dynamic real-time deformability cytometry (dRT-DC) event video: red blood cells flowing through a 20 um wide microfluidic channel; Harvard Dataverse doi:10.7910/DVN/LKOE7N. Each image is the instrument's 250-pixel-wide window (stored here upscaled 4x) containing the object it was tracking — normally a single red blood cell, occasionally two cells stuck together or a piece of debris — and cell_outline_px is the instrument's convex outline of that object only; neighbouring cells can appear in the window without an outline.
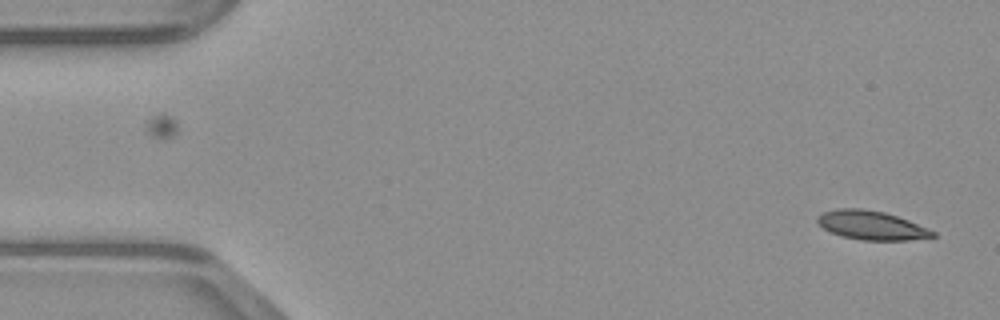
{"species": "common noctule bat (a hibernating species)", "species_latin": "Nyctalus noctula", "temperature_condition": "warm", "stored_images_in_passage": 47, "camera_frame_rate_fps": 3000, "um_per_image_px": 0.085, "animal": {"sex": "male", "body_mass_g": 23.1, "forearm_length_mm": 52.7}, "frame": {"image": 1, "passage_image": 1, "time_ms": 0.0, "image_size_px": [1000, 320], "cell_outline_px": [[936, 236], [908, 240], [860, 240], [844, 236], [832, 232], [824, 228], [816, 220], [816, 216], [824, 212], [836, 208], [864, 208], [884, 212], [908, 220], [936, 232]], "centroid_in_image_um": [74.06, 19.14], "position_along_channel_um": 10.9, "area_um2": 19.25}}
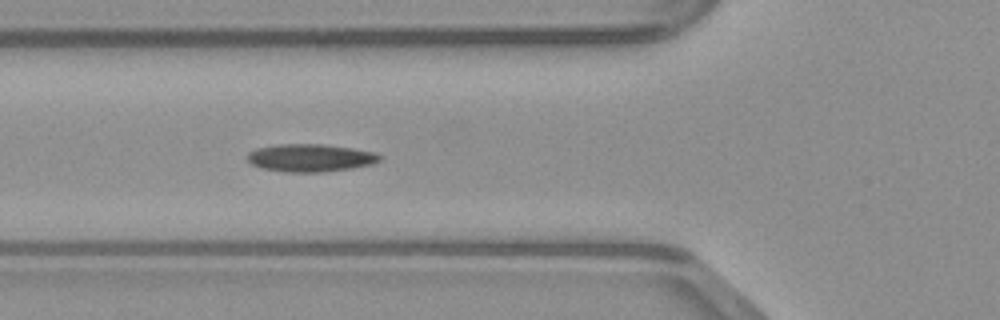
{"frame": {"image": 2, "passage_image": 16, "time_ms": 5.0, "image_size_px": [1000, 320], "cell_outline_px": [[380, 160], [372, 164], [352, 168], [324, 172], [284, 172], [260, 168], [252, 164], [248, 160], [248, 152], [256, 148], [280, 144], [320, 144], [352, 148], [376, 152], [380, 156]], "centroid_in_image_um": [26.37, 13.42], "position_along_channel_um": 99.4, "area_um2": 21.39}}
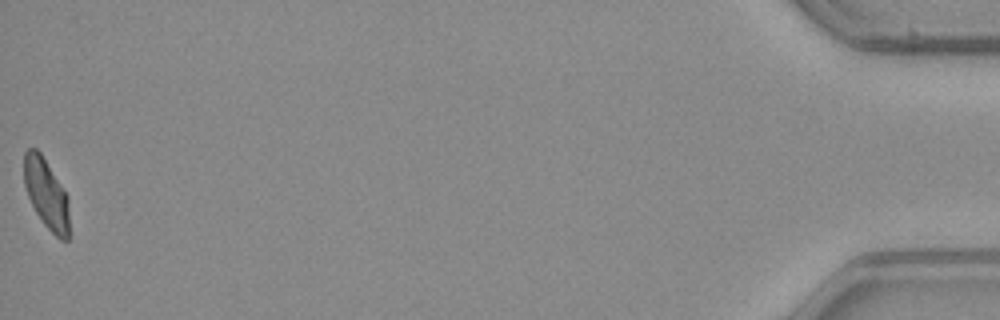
{"frame": {"image": 3, "passage_image": 47, "time_ms": 15.333, "image_size_px": [1000, 320], "cell_outline_px": [[68, 240], [60, 240], [44, 224], [36, 212], [28, 196], [24, 184], [24, 152], [28, 148], [36, 148], [40, 152], [68, 196]], "centroid_in_image_um": [3.92, 16.46], "position_along_channel_um": 431.3, "area_um2": 18.15}}